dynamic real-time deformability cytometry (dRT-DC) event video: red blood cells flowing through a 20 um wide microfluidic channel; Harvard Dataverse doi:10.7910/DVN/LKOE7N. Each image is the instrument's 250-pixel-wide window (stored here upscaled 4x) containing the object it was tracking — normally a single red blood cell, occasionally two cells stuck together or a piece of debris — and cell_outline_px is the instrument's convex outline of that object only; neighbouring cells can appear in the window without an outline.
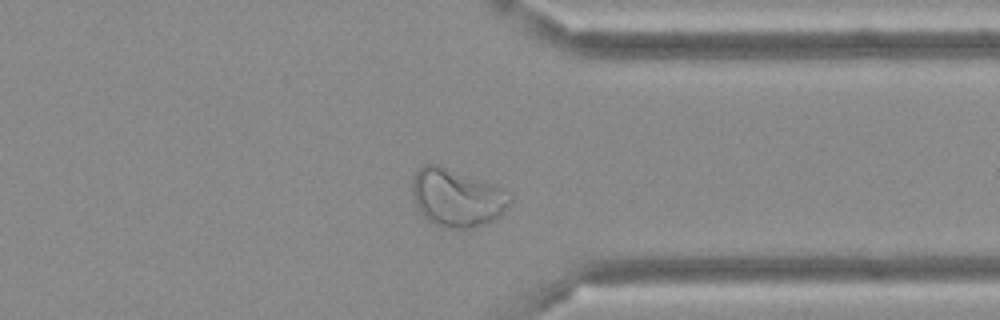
{"species": "Egyptian fruit bat (a non-hibernating species)", "species_latin": "Rousettus aegyptiacus", "temperature_condition": "cold", "stored_images_in_passage": 46, "camera_frame_rate_fps": 3000, "um_per_image_px": 0.085, "frame": {"image": 1, "passage_image": 35, "time_ms": 11.333, "image_size_px": [1000, 320], "cell_outline_px": [[512, 200], [504, 212], [500, 216], [492, 220], [472, 228], [444, 228], [428, 220], [420, 212], [412, 196], [412, 180], [416, 172], [424, 164], [436, 164], [504, 188], [512, 192]], "centroid_in_image_um": [38.85, 16.81], "position_along_channel_um": 372.5, "area_um2": 32.89}}
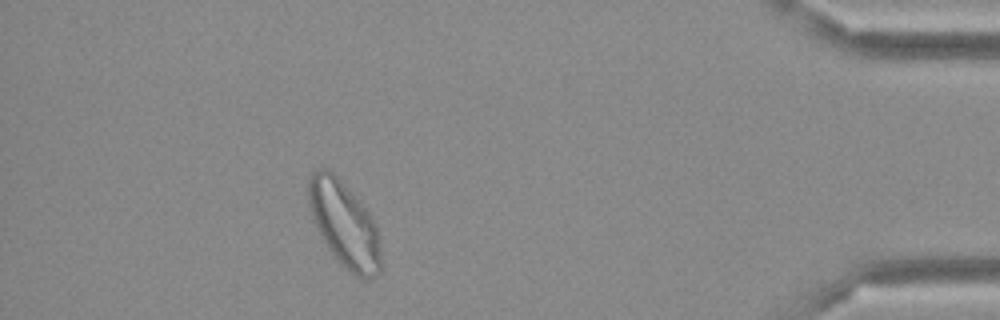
{"frame": {"image": 2, "passage_image": 41, "time_ms": 13.333, "image_size_px": [1000, 320], "cell_outline_px": [[380, 272], [376, 276], [368, 280], [360, 280], [340, 264], [324, 244], [312, 220], [308, 204], [308, 176], [316, 168], [328, 168], [340, 180], [372, 216], [376, 224], [380, 252]], "centroid_in_image_um": [29.23, 19.09], "position_along_channel_um": 406.0, "area_um2": 36.47}}